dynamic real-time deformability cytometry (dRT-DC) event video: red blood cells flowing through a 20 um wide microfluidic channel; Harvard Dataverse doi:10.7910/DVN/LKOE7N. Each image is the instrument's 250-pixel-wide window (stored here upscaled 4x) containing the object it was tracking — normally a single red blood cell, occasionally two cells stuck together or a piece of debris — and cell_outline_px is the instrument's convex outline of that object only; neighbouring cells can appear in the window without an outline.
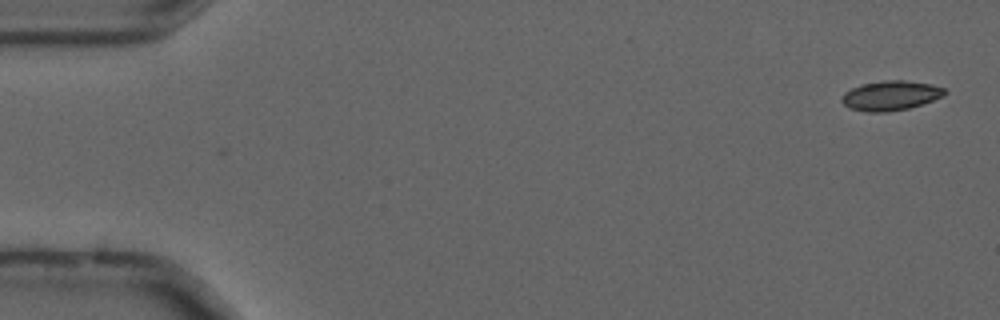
{"species": "common noctule bat (a hibernating species)", "species_latin": "Nyctalus noctula", "temperature_condition": "cold", "stored_images_in_passage": 55, "camera_frame_rate_fps": 3000, "um_per_image_px": 0.085, "animal": {"sex": "male", "forearm_length_mm": 52.5}, "frame": {"image": 1, "passage_image": 2, "time_ms": 0.333, "image_size_px": [1000, 320], "cell_outline_px": [[948, 92], [944, 96], [908, 108], [888, 112], [868, 112], [848, 108], [840, 100], [844, 92], [860, 84], [884, 80], [904, 80], [932, 84], [944, 88]], "centroid_in_image_um": [75.69, 8.12], "position_along_channel_um": 9.3, "area_um2": 17.86}}
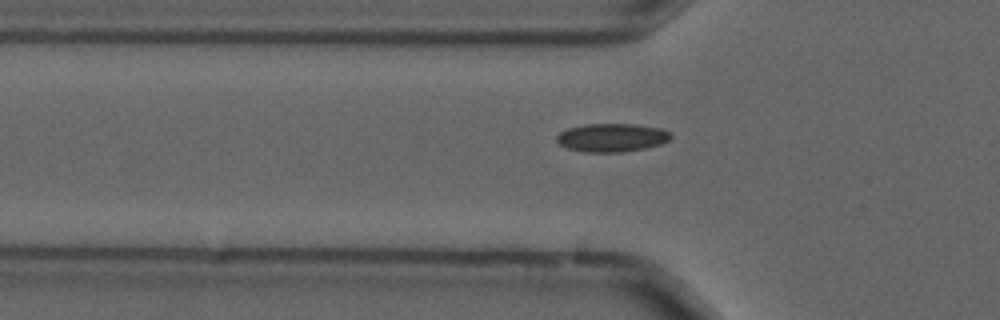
{"frame": {"image": 2, "passage_image": 18, "time_ms": 5.667, "image_size_px": [1000, 320], "cell_outline_px": [[672, 136], [668, 140], [660, 144], [644, 148], [624, 152], [584, 152], [568, 148], [560, 144], [556, 140], [556, 136], [560, 132], [568, 128], [584, 124], [636, 124], [660, 128], [668, 132]], "centroid_in_image_um": [51.98, 11.69], "position_along_channel_um": 73.8, "area_um2": 18.79}}
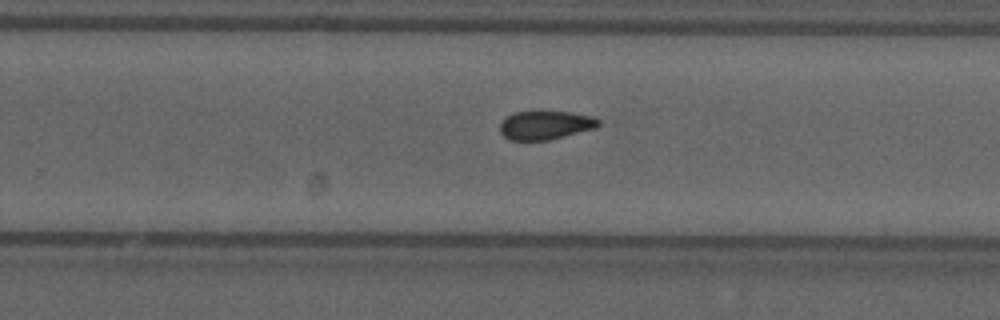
{"frame": {"image": 3, "passage_image": 35, "time_ms": 11.333, "image_size_px": [1000, 320], "cell_outline_px": [[600, 124], [596, 128], [548, 140], [508, 140], [500, 132], [500, 124], [512, 112], [568, 112], [592, 116], [600, 120]], "centroid_in_image_um": [46.36, 10.64], "position_along_channel_um": 283.4, "area_um2": 16.3}, "authors_computed_cell_mechanics": {"area_um2": 17.5134, "velocity_mm_per_s": 3.7011, "shape_relaxation_time_tau1_ms": null, "shape_relaxation_time_tau2_ms": 3.8126, "deformation_change_tau1": null, "deformation_change_tau2": 0.0932}}